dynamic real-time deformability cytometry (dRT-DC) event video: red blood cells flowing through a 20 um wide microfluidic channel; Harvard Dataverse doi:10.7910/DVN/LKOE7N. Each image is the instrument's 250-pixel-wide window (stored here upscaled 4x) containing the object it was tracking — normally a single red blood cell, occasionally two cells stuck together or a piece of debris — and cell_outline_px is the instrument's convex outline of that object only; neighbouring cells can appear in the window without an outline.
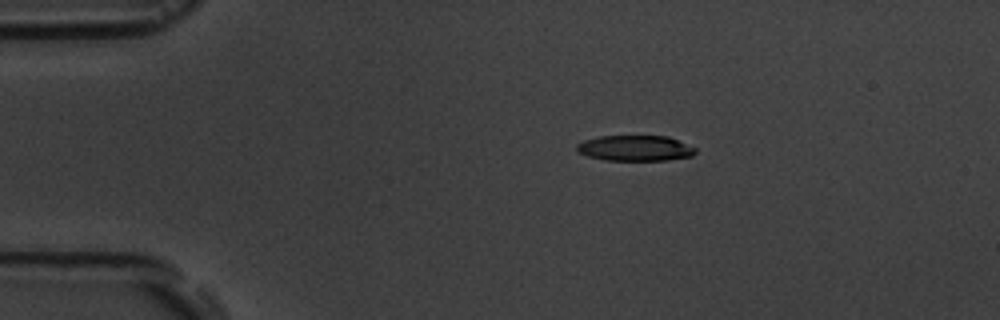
{"species": "common noctule bat (a hibernating species)", "species_latin": "Nyctalus noctula", "temperature_condition": "room temperature", "stored_images_in_passage": 5, "camera_frame_rate_fps": 3000, "um_per_image_px": 0.085, "animal": {"sex": "male", "body_mass_g": 19.5, "forearm_length_mm": 54.6}, "frame": {"image": 1, "passage_image": 2, "time_ms": 1.333, "image_size_px": [1000, 320], "cell_outline_px": [[696, 152], [692, 156], [668, 160], [604, 160], [588, 156], [576, 152], [576, 144], [584, 140], [600, 136], [668, 136], [696, 148]], "centroid_in_image_um": [53.97, 12.59], "position_along_channel_um": 31.0, "area_um2": 17.74}}
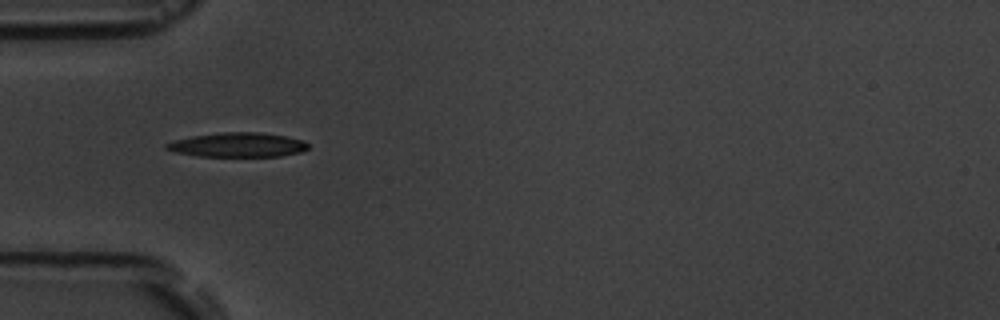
{"frame": {"image": 2, "passage_image": 4, "time_ms": 3.667, "image_size_px": [1000, 320], "cell_outline_px": [[308, 148], [300, 152], [280, 156], [196, 156], [176, 152], [164, 148], [164, 144], [176, 140], [192, 136], [220, 132], [256, 132], [284, 136], [304, 140], [308, 144]], "centroid_in_image_um": [20.19, 12.31], "position_along_channel_um": 64.8, "area_um2": 20.0}}
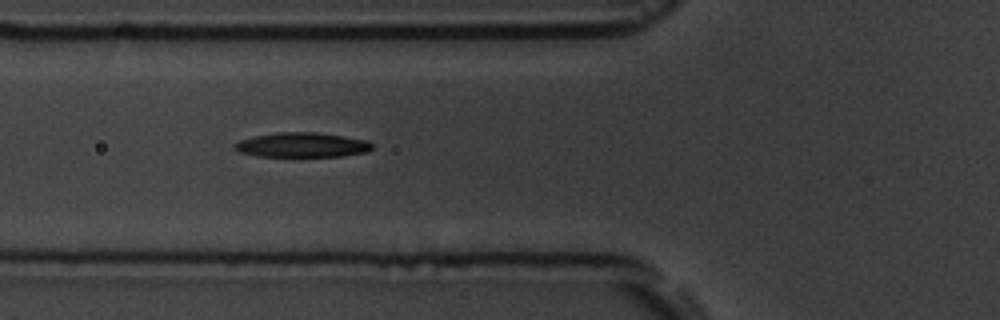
{"frame": {"image": 3, "passage_image": 5, "time_ms": 4.667, "image_size_px": [1000, 320], "cell_outline_px": [[372, 148], [368, 152], [340, 156], [256, 156], [240, 152], [232, 148], [232, 144], [240, 140], [252, 136], [276, 132], [316, 132], [344, 136], [368, 140], [372, 144]], "centroid_in_image_um": [25.64, 12.31], "position_along_channel_um": 100.2, "area_um2": 19.94}}